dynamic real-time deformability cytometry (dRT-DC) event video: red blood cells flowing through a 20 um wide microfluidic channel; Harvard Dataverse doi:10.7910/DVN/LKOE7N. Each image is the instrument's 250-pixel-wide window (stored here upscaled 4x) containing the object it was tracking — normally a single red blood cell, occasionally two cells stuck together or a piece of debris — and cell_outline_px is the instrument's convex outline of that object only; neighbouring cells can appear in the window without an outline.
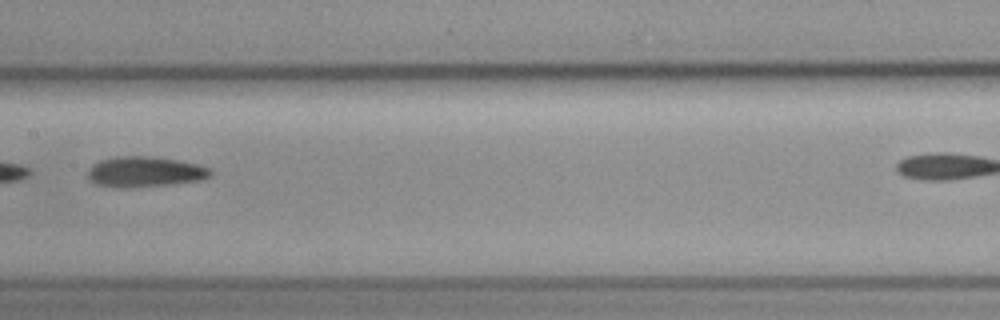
{"species": "common noctule bat (a hibernating species)", "species_latin": "Nyctalus noctula", "temperature_condition": "cold", "stored_images_in_passage": 9, "camera_frame_rate_fps": 3000, "um_per_image_px": 0.085, "animal": {"sex": "female", "body_mass_g": 19.3, "forearm_length_mm": 54.1}, "frame": {"image": 1, "passage_image": 8, "time_ms": 8.333, "image_size_px": [1000, 320], "cell_outline_px": [[212, 172], [208, 176], [200, 180], [168, 184], [128, 188], [96, 184], [88, 180], [88, 168], [92, 164], [100, 160], [112, 156], [156, 156], [200, 164], [212, 168]], "centroid_in_image_um": [12.3, 14.58], "position_along_channel_um": 195.1, "area_um2": 21.96}}